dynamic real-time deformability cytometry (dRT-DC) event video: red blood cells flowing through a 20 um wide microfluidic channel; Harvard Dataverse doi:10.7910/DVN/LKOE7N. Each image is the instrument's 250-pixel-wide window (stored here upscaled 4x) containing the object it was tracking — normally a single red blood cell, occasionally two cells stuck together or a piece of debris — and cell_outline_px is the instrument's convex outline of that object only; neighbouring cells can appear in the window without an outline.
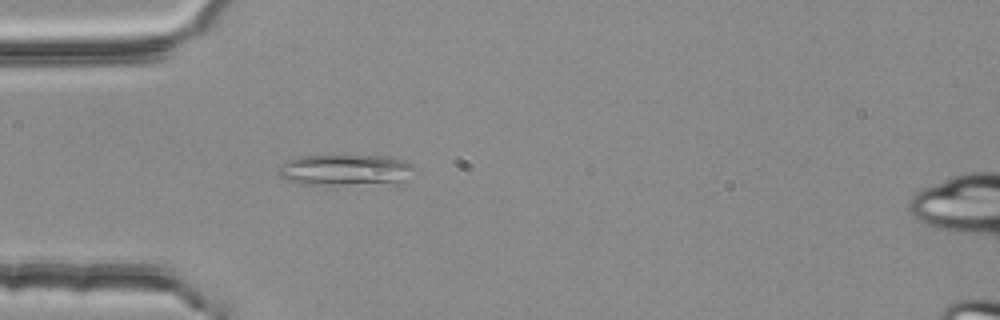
{"species": "common noctule bat (a hibernating species)", "species_latin": "Nyctalus noctula", "temperature_condition": "room temperature", "stored_images_in_passage": 1, "camera_frame_rate_fps": 3000, "um_per_image_px": 0.085, "animal": {"sex": "female", "body_mass_g": 25.1}, "frame": {"image": 1, "passage_image": 1, "time_ms": 0.0, "image_size_px": [1000, 320], "cell_outline_px": [[412, 168], [408, 180], [404, 184], [300, 184], [288, 180], [280, 176], [280, 168], [288, 160], [300, 156], [384, 156], [400, 160], [412, 164]], "centroid_in_image_um": [29.43, 14.47], "position_along_channel_um": 55.6, "area_um2": 24.45}}